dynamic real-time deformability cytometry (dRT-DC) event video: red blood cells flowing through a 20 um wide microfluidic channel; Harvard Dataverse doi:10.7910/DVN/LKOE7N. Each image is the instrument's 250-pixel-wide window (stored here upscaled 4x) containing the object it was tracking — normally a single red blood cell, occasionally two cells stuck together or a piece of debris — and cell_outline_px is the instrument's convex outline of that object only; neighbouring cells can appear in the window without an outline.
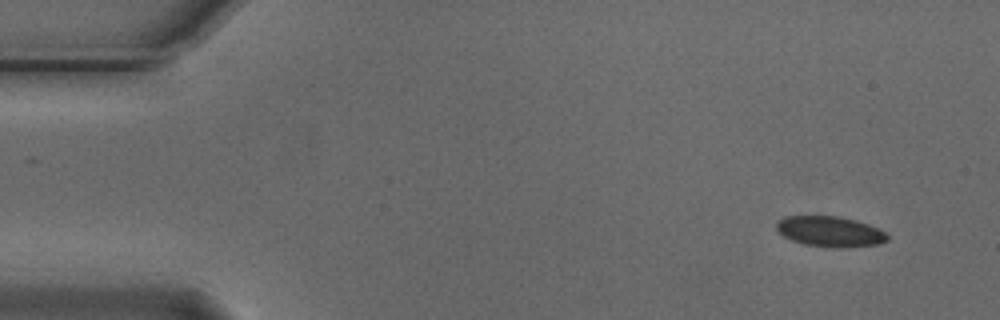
{"species": "Egyptian fruit bat (a non-hibernating species)", "species_latin": "Rousettus aegyptiacus", "temperature_condition": "cold", "stored_images_in_passage": 5, "segment_of_instrument_passage": [1, 2], "camera_frame_rate_fps": 3000, "um_per_image_px": 0.085, "animal": {"sex": "male"}, "frame": {"image": 1, "passage_image": 1, "time_ms": 0.0, "image_size_px": [1000, 320], "cell_outline_px": [[888, 240], [880, 244], [848, 248], [832, 248], [804, 244], [792, 240], [784, 236], [776, 228], [776, 224], [784, 216], [840, 216], [856, 220], [880, 228], [888, 236]], "centroid_in_image_um": [70.6, 19.69], "position_along_channel_um": 14.4, "area_um2": 19.88}}
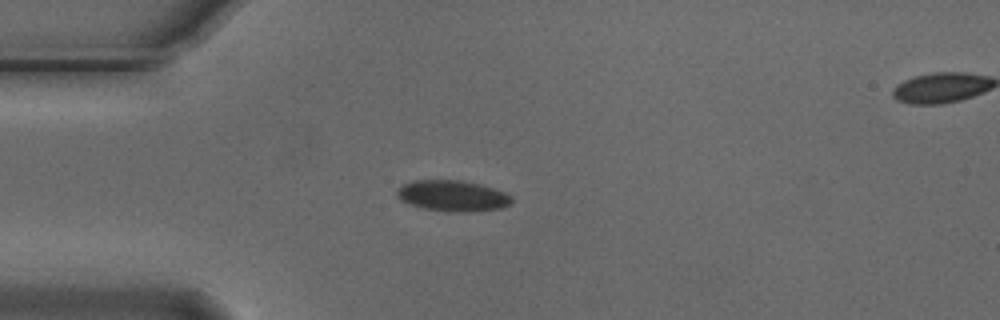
{"frame": {"image": 2, "passage_image": 4, "time_ms": 1.0, "image_size_px": [1000, 320], "cell_outline_px": [[512, 204], [504, 208], [472, 212], [444, 212], [424, 208], [408, 204], [400, 200], [396, 196], [396, 192], [404, 184], [412, 180], [460, 180], [480, 184], [504, 192], [512, 196]], "centroid_in_image_um": [38.49, 16.66], "position_along_channel_um": 46.5, "area_um2": 20.98}}